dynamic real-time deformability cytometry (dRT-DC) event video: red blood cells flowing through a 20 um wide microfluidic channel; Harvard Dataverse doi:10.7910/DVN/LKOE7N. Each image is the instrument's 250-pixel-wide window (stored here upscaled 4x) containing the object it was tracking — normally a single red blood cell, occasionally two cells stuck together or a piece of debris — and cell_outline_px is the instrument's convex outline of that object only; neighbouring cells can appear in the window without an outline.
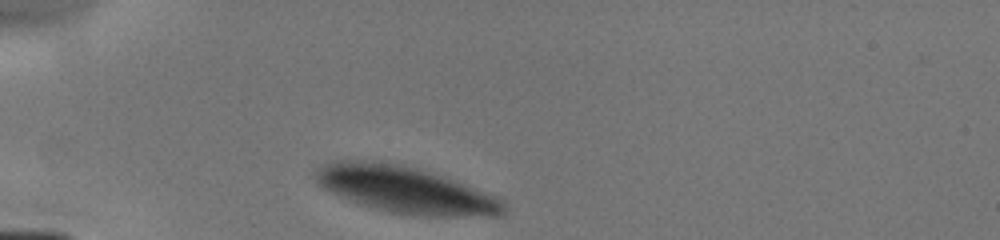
{"species": "human", "species_latin": "Homo sapiens", "temperature_condition": "cold", "stored_images_in_passage": 3, "camera_frame_rate_fps": 3000, "um_per_image_px": 0.085, "donor": {"sex": "male"}, "frame": {"image": 1, "passage_image": 1, "time_ms": 0.0, "image_size_px": [1000, 240], "cell_outline_px": [[508, 208], [504, 216], [420, 216], [388, 212], [372, 208], [360, 204], [340, 196], [324, 188], [316, 180], [316, 172], [320, 168], [336, 160], [360, 160], [400, 164], [416, 168], [444, 176], [456, 180], [500, 196], [508, 204]], "centroid_in_image_um": [34.61, 16.16], "position_along_channel_um": 50.4, "area_um2": 51.38}}